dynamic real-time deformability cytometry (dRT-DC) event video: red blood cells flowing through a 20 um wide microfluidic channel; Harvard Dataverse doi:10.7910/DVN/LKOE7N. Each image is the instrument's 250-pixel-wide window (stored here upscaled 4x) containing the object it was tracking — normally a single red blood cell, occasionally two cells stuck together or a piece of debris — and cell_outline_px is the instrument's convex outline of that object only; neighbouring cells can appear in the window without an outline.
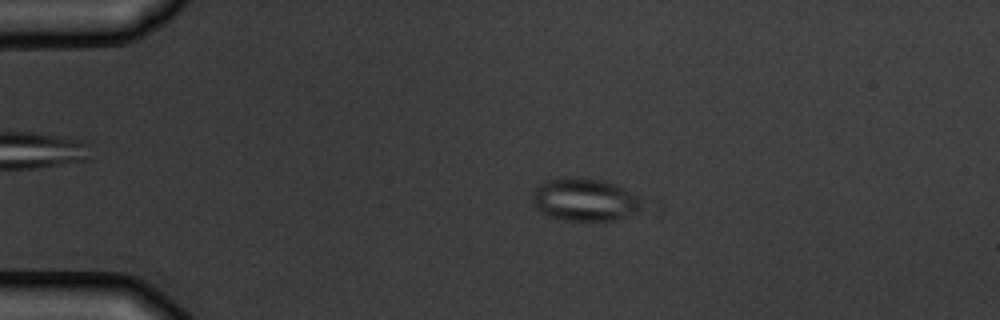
{"species": "common noctule bat (a hibernating species)", "species_latin": "Nyctalus noctula", "temperature_condition": "warm", "stored_images_in_passage": 5, "camera_frame_rate_fps": 3000, "um_per_image_px": 0.085, "animal": {"sex": "male", "body_mass_g": 19.5, "forearm_length_mm": 54.6}, "frame": {"image": 1, "passage_image": 2, "time_ms": 2.0, "image_size_px": [1000, 320], "cell_outline_px": [[664, 208], [656, 216], [616, 220], [560, 220], [548, 216], [540, 212], [532, 204], [532, 192], [540, 184], [548, 180], [604, 180], [660, 196], [664, 204]], "centroid_in_image_um": [50.49, 17.07], "position_along_channel_um": 34.5, "area_um2": 31.5}}